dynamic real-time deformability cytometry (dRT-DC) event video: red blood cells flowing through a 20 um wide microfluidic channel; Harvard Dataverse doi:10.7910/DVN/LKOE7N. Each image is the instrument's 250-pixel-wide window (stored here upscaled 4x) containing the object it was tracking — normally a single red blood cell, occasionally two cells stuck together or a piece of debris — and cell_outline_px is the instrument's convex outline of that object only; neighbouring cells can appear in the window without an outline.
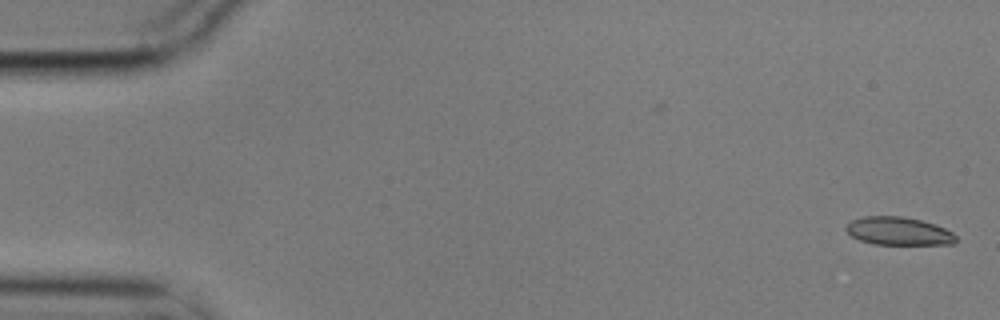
{"species": "common noctule bat (a hibernating species)", "species_latin": "Nyctalus noctula", "temperature_condition": "cold", "stored_images_in_passage": 5, "camera_frame_rate_fps": 3000, "um_per_image_px": 0.085, "animal": {"sex": "male", "body_mass_g": 17.9}, "frame": {"image": 1, "passage_image": 1, "time_ms": 0.0, "image_size_px": [1000, 320], "cell_outline_px": [[956, 240], [952, 244], [872, 244], [860, 240], [852, 236], [844, 228], [852, 220], [864, 216], [900, 216], [920, 220], [936, 224], [952, 232], [956, 236]], "centroid_in_image_um": [76.37, 19.64], "position_along_channel_um": 8.6, "area_um2": 17.86}}